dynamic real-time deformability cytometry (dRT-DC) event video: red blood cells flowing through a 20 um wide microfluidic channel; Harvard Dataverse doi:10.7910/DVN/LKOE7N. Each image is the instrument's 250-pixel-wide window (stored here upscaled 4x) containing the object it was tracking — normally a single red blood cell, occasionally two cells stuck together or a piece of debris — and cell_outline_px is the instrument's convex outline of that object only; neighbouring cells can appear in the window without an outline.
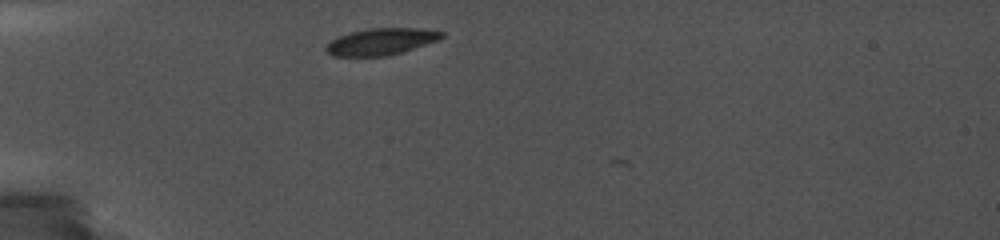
{"species": "common noctule bat (a hibernating species)", "species_latin": "Nyctalus noctula", "temperature_condition": "cold", "stored_images_in_passage": 2, "camera_frame_rate_fps": 5000, "um_per_image_px": 0.085, "animal": {"sex": "female", "body_mass_g": 19.0, "forearm_length_mm": 56.7}, "frame": {"image": 1, "passage_image": 1, "time_ms": 0.0, "image_size_px": [1000, 240], "cell_outline_px": [[444, 36], [436, 40], [388, 56], [332, 56], [324, 48], [332, 40], [340, 36], [352, 32], [368, 28], [420, 28], [444, 32]], "centroid_in_image_um": [32.37, 3.53], "position_along_channel_um": 52.6, "area_um2": 17.63}}